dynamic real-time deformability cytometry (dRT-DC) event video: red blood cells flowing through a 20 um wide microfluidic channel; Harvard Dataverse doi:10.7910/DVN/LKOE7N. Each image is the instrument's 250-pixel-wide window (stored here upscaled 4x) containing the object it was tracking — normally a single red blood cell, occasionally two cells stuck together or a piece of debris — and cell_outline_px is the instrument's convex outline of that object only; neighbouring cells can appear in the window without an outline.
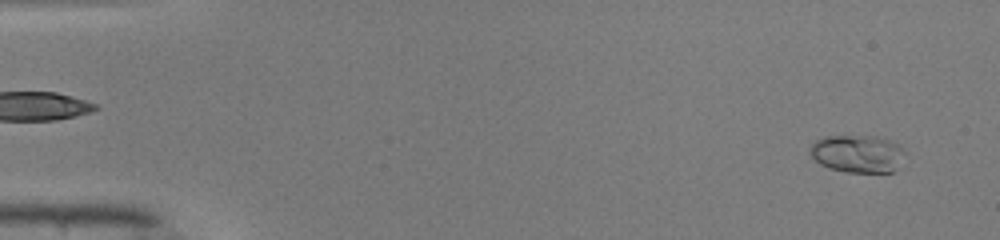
{"species": "common noctule bat (a hibernating species)", "species_latin": "Nyctalus noctula", "temperature_condition": "warm", "stored_images_in_passage": 49, "camera_frame_rate_fps": 3000, "um_per_image_px": 0.085, "animal": {"sex": "male", "body_mass_g": 19.0, "forearm_length_mm": 50.8}, "frame": {"image": 1, "passage_image": 3, "time_ms": 0.667, "image_size_px": [1000, 240], "cell_outline_px": [[900, 148], [896, 168], [892, 172], [844, 172], [828, 168], [820, 164], [812, 156], [812, 144], [816, 140], [824, 136], [876, 136], [888, 140], [896, 144]], "centroid_in_image_um": [72.79, 13.07], "position_along_channel_um": 12.2, "area_um2": 20.06}}
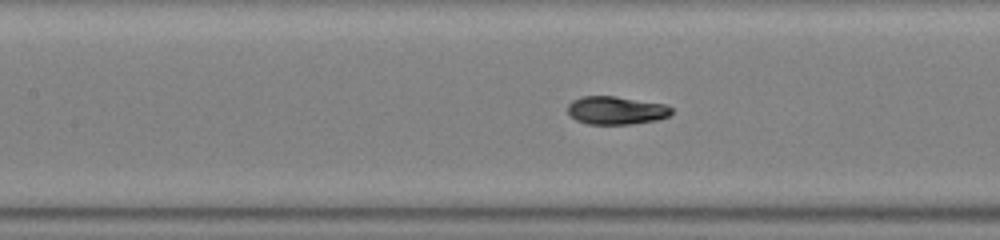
{"frame": {"image": 2, "passage_image": 23, "time_ms": 7.333, "image_size_px": [1000, 240], "cell_outline_px": [[672, 112], [668, 116], [656, 120], [632, 124], [588, 124], [576, 120], [568, 112], [568, 104], [572, 100], [584, 96], [616, 96], [664, 104], [672, 108]], "centroid_in_image_um": [52.36, 9.38], "position_along_channel_um": 155.0, "area_um2": 16.94}}
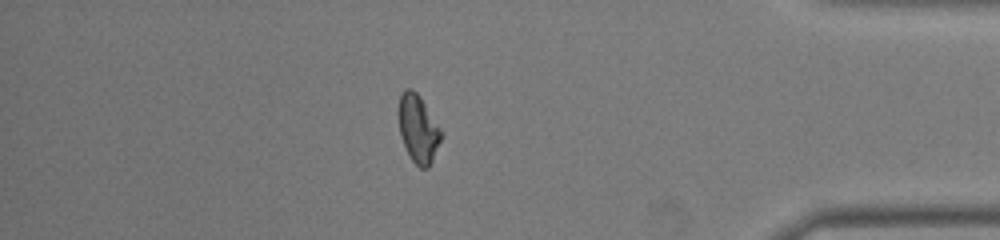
{"frame": {"image": 3, "passage_image": 43, "time_ms": 14.0, "image_size_px": [1000, 240], "cell_outline_px": [[444, 132], [432, 160], [428, 168], [420, 168], [412, 160], [400, 136], [396, 112], [400, 96], [404, 88], [412, 88], [416, 92]], "centroid_in_image_um": [35.52, 10.91], "position_along_channel_um": 399.7, "area_um2": 16.99}, "authors_computed_cell_mechanics": {"area_um2": 16.9932, "velocity_mm_per_s": 4.1363, "shape_relaxation_time_tau1_ms": 4.4308, "shape_relaxation_time_tau2_ms": null, "deformation_change_tau1": 0.1541, "deformation_change_tau2": null}}